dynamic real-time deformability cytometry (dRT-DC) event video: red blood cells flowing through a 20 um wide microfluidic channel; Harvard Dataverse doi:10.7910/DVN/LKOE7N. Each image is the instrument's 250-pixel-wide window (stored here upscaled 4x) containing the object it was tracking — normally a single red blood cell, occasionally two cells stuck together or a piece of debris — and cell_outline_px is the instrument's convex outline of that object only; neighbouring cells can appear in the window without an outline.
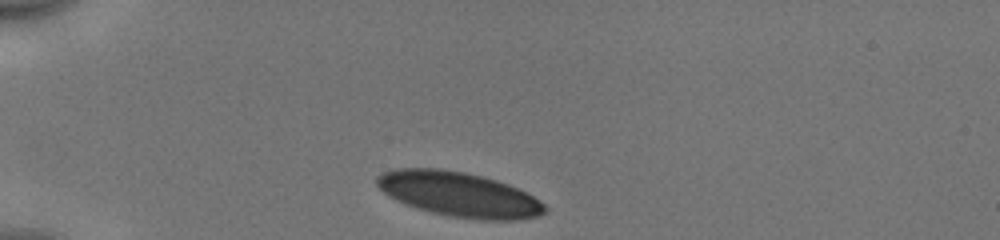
{"species": "human", "species_latin": "Homo sapiens", "temperature_condition": "cold", "stored_images_in_passage": 32, "camera_frame_rate_fps": 3000, "um_per_image_px": 0.085, "donor": {"sex": "male"}, "frame": {"image": 1, "passage_image": 1, "time_ms": 0.0, "image_size_px": [1000, 240], "cell_outline_px": [[548, 208], [544, 212], [536, 216], [520, 220], [480, 220], [452, 216], [432, 212], [416, 208], [396, 200], [388, 196], [376, 184], [376, 176], [384, 172], [396, 168], [440, 168], [464, 172], [484, 176], [508, 184], [532, 196], [544, 204]], "centroid_in_image_um": [38.99, 16.51], "position_along_channel_um": 46.0, "area_um2": 43.64}}
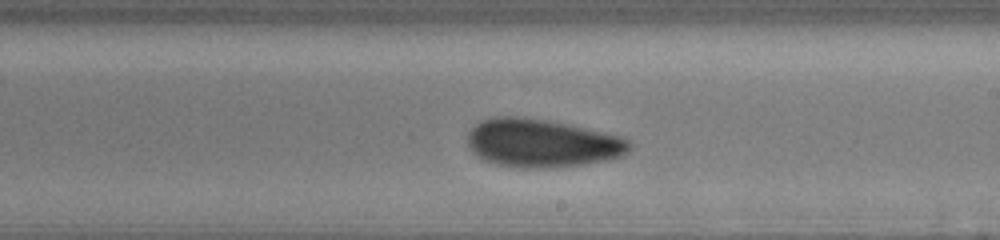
{"frame": {"image": 2, "passage_image": 19, "time_ms": 6.0, "image_size_px": [1000, 240], "cell_outline_px": [[632, 148], [628, 152], [620, 156], [604, 160], [584, 164], [552, 168], [512, 168], [496, 164], [484, 160], [476, 156], [472, 152], [468, 144], [468, 132], [480, 120], [492, 116], [524, 116], [552, 120], [620, 136], [628, 140], [632, 144]], "centroid_in_image_um": [46.03, 12.16], "position_along_channel_um": 243.0, "area_um2": 46.12}}
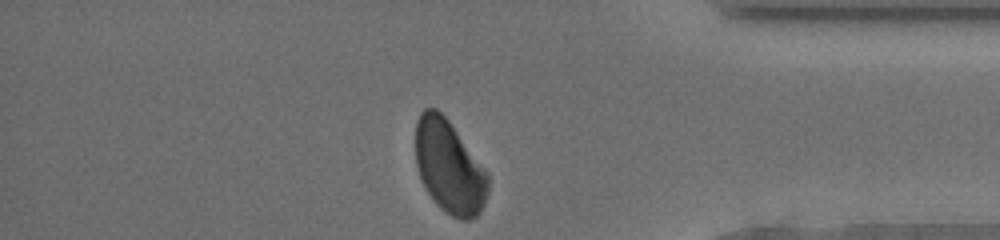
{"frame": {"image": 3, "passage_image": 32, "time_ms": 10.333, "image_size_px": [1000, 240], "cell_outline_px": [[488, 192], [484, 204], [480, 212], [476, 216], [468, 220], [460, 220], [452, 216], [440, 208], [436, 204], [428, 192], [420, 176], [416, 164], [416, 120], [420, 112], [424, 108], [436, 108], [448, 120], [488, 172]], "centroid_in_image_um": [38.19, 14.18], "position_along_channel_um": 397.0, "area_um2": 39.19}, "authors_computed_cell_mechanics": {"area_um2": 45.2285, "velocity_mm_per_s": 3.9362, "shape_relaxation_time_tau1_ms": 4.4765, "shape_relaxation_time_tau2_ms": 2.5442, "deformation_change_tau1": 0.1116, "deformation_change_tau2": 0.071}}